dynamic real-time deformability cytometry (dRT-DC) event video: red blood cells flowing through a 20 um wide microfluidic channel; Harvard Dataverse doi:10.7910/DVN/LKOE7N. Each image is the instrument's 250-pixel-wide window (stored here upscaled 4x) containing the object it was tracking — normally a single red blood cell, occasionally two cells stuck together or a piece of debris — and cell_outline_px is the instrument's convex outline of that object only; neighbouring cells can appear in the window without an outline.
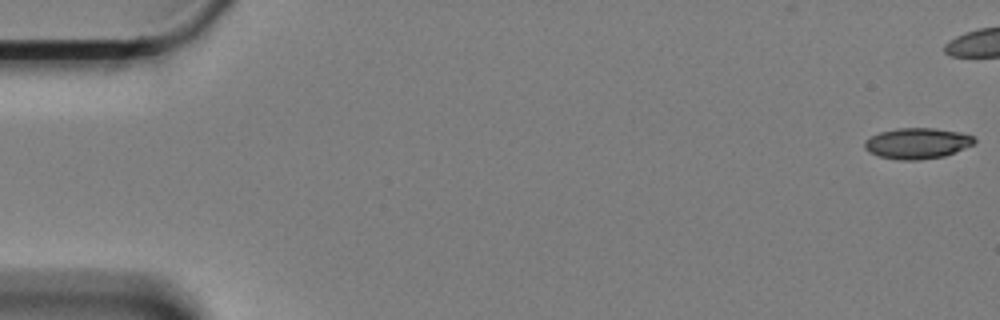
{"species": "Egyptian fruit bat (a non-hibernating species)", "species_latin": "Rousettus aegyptiacus", "temperature_condition": "cold", "stored_images_in_passage": 49, "camera_frame_rate_fps": 3000, "um_per_image_px": 0.085, "animal": {"sex": "female"}, "frame": {"image": 1, "passage_image": 1, "time_ms": 0.0, "image_size_px": [1000, 320], "cell_outline_px": [[976, 140], [972, 144], [944, 156], [920, 160], [900, 160], [880, 156], [868, 152], [864, 148], [864, 140], [880, 132], [896, 128], [932, 128], [960, 132], [972, 136]], "centroid_in_image_um": [77.92, 12.18], "position_along_channel_um": 7.1, "area_um2": 19.54}}
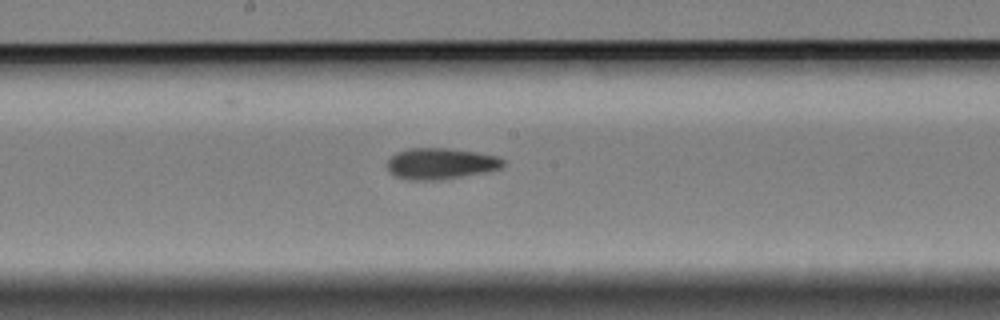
{"frame": {"image": 2, "passage_image": 32, "time_ms": 10.333, "image_size_px": [1000, 320], "cell_outline_px": [[504, 164], [500, 168], [488, 172], [444, 180], [408, 180], [396, 176], [388, 168], [388, 160], [396, 152], [408, 148], [448, 148], [476, 152], [496, 156], [504, 160]], "centroid_in_image_um": [37.47, 13.91], "position_along_channel_um": 210.7, "area_um2": 21.15}}
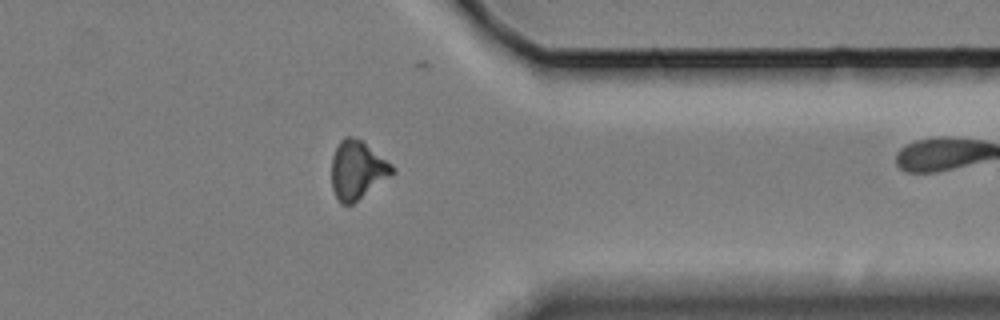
{"frame": {"image": 3, "passage_image": 48, "time_ms": 15.667, "image_size_px": [1000, 320], "cell_outline_px": [[396, 172], [392, 176], [352, 204], [340, 204], [332, 188], [332, 156], [340, 140], [344, 136], [352, 136], [360, 140], [392, 164], [396, 168]], "centroid_in_image_um": [30.38, 14.46], "position_along_channel_um": 381.0, "area_um2": 20.63}}